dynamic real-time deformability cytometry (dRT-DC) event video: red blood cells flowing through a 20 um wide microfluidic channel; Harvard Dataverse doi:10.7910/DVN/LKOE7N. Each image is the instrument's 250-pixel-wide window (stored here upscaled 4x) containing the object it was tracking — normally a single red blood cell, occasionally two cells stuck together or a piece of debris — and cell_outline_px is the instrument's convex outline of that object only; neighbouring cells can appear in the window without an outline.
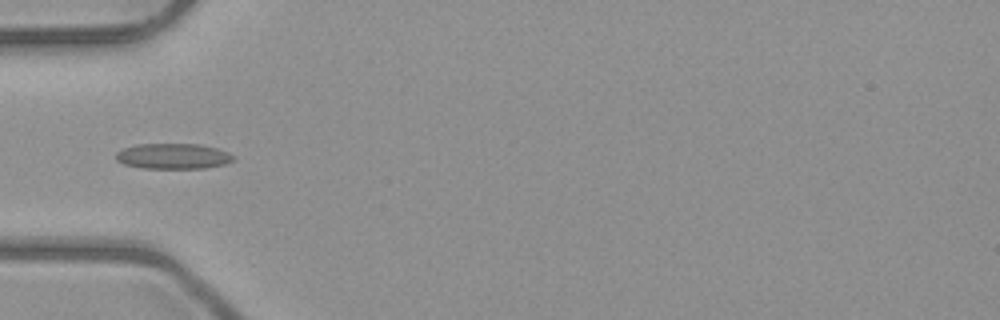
{"species": "common noctule bat (a hibernating species)", "species_latin": "Nyctalus noctula", "temperature_condition": "room temperature", "stored_images_in_passage": 5, "camera_frame_rate_fps": 3000, "um_per_image_px": 0.085, "animal": {"sex": "male", "body_mass_g": 23.1, "forearm_length_mm": 52.7}, "frame": {"image": 1, "passage_image": 4, "time_ms": 4.333, "image_size_px": [1000, 320], "cell_outline_px": [[236, 156], [232, 160], [224, 164], [204, 168], [144, 168], [124, 164], [116, 160], [116, 152], [124, 148], [136, 144], [200, 144], [216, 148], [228, 152]], "centroid_in_image_um": [14.71, 13.27], "position_along_channel_um": 70.3, "area_um2": 17.4}}
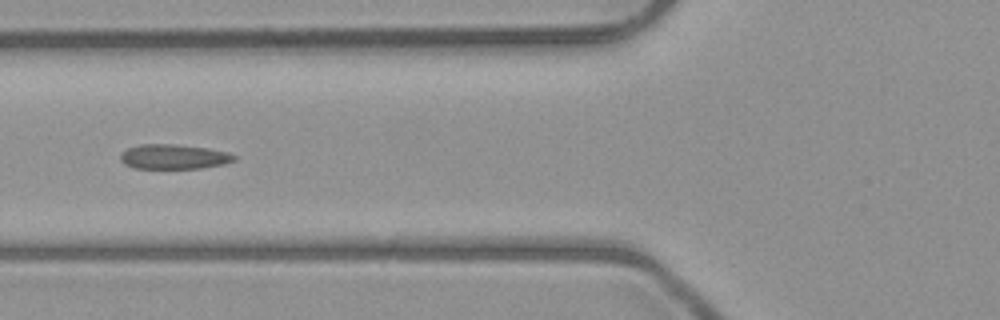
{"frame": {"image": 2, "passage_image": 5, "time_ms": 5.333, "image_size_px": [1000, 320], "cell_outline_px": [[236, 160], [224, 164], [200, 168], [132, 168], [124, 164], [120, 160], [120, 156], [128, 148], [140, 144], [176, 144], [208, 148], [228, 152], [236, 156]], "centroid_in_image_um": [14.78, 13.32], "position_along_channel_um": 111.0, "area_um2": 16.42}}